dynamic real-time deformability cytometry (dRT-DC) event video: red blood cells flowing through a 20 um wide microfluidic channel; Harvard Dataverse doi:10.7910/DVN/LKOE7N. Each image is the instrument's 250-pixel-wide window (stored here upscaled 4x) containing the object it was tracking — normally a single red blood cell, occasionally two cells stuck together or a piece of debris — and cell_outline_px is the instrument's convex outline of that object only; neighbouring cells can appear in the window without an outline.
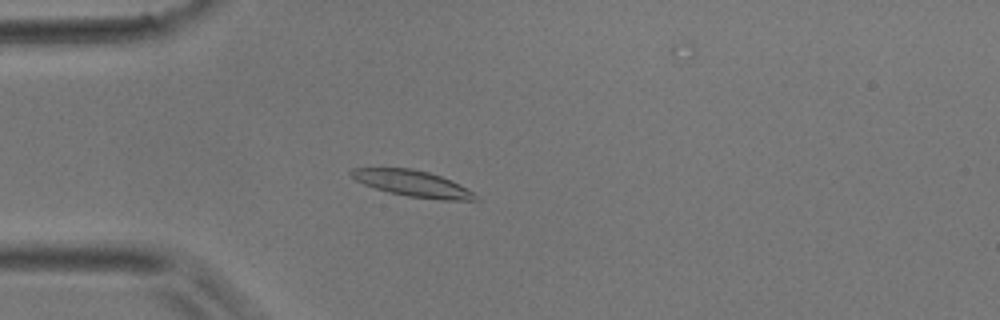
{"species": "common noctule bat (a hibernating species)", "species_latin": "Nyctalus noctula", "temperature_condition": "room temperature", "stored_images_in_passage": 3, "camera_frame_rate_fps": 3000, "um_per_image_px": 0.085, "animal": {"sex": "male", "body_mass_g": 17.9}, "frame": {"image": 1, "passage_image": 3, "time_ms": 0.667, "image_size_px": [1000, 320], "cell_outline_px": [[480, 200], [440, 200], [408, 196], [388, 192], [364, 184], [356, 180], [348, 172], [352, 168], [412, 168], [428, 172], [452, 180], [460, 184], [472, 192]], "centroid_in_image_um": [35.07, 15.59], "position_along_channel_um": 49.9, "area_um2": 18.84}}